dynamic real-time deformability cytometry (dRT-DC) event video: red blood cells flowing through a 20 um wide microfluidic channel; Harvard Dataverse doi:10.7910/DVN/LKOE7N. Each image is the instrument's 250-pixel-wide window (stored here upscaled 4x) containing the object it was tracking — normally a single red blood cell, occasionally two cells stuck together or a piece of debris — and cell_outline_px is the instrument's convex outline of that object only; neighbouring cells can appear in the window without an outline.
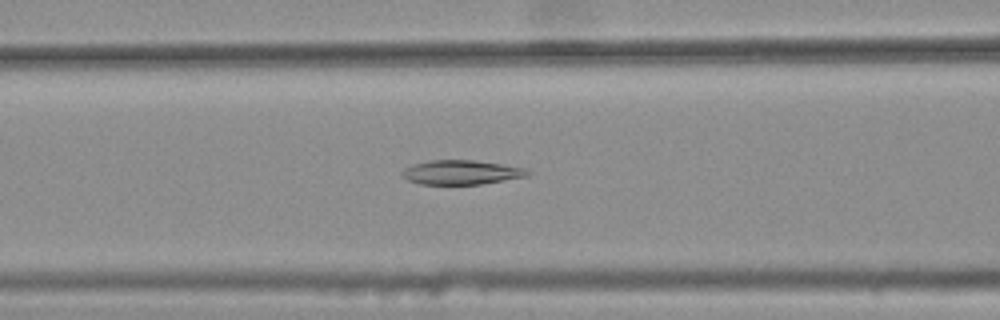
{"species": "common noctule bat (a hibernating species)", "species_latin": "Nyctalus noctula", "temperature_condition": "warm", "stored_images_in_passage": 45, "camera_frame_rate_fps": 3000, "um_per_image_px": 0.085, "animal": {"sex": "female", "body_mass_g": 25.1}, "frame": {"image": 1, "passage_image": 20, "time_ms": 6.333, "image_size_px": [1000, 320], "cell_outline_px": [[532, 172], [528, 176], [480, 184], [420, 184], [408, 180], [404, 176], [404, 168], [412, 164], [428, 160], [472, 160], [528, 168]], "centroid_in_image_um": [39.25, 14.64], "position_along_channel_um": 127.4, "area_um2": 17.69}}
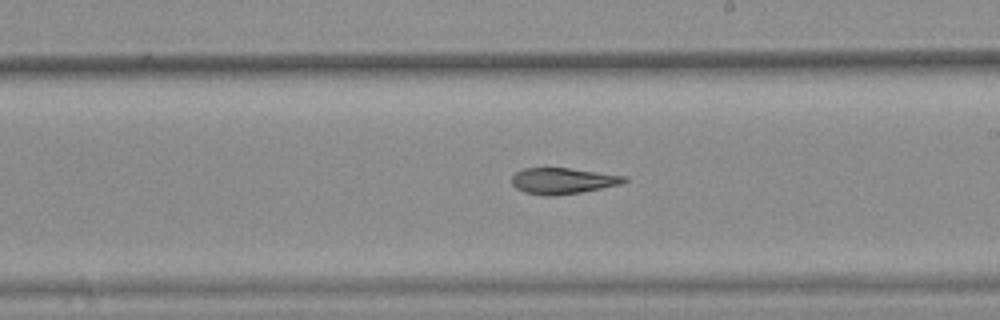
{"frame": {"image": 2, "passage_image": 29, "time_ms": 9.333, "image_size_px": [1000, 320], "cell_outline_px": [[628, 180], [620, 184], [580, 192], [552, 196], [544, 196], [524, 192], [516, 188], [512, 184], [512, 176], [516, 172], [524, 168], [568, 168], [624, 176]], "centroid_in_image_um": [47.77, 15.37], "position_along_channel_um": 241.2, "area_um2": 16.82}}
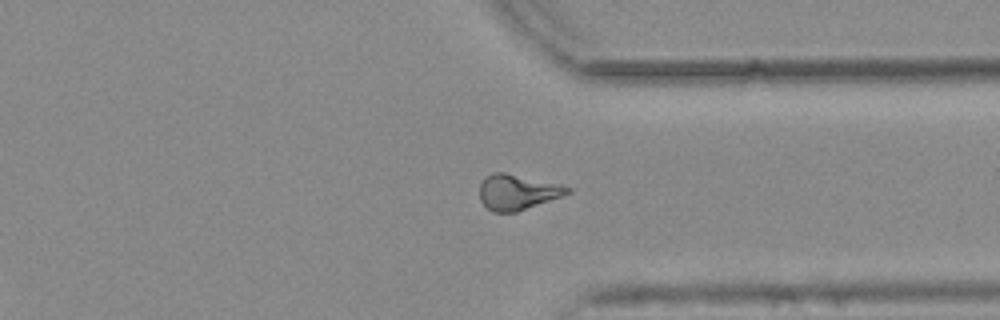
{"frame": {"image": 3, "passage_image": 39, "time_ms": 12.667, "image_size_px": [1000, 320], "cell_outline_px": [[572, 192], [516, 212], [492, 212], [480, 200], [480, 184], [488, 176], [496, 172], [504, 172], [560, 184], [572, 188]], "centroid_in_image_um": [43.99, 16.33], "position_along_channel_um": 367.4, "area_um2": 17.8}, "authors_computed_cell_mechanics": {"area_um2": 18.0336, "velocity_mm_per_s": 3.8027, "shape_relaxation_time_tau1_ms": null, "shape_relaxation_time_tau2_ms": 8.3167, "deformation_change_tau1": null, "deformation_change_tau2": 0.1697}}